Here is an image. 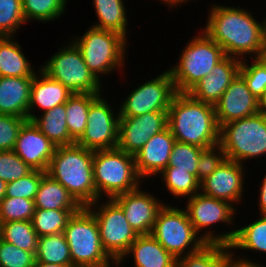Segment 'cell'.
Segmentation results:
<instances>
[{
    "label": "cell",
    "instance_id": "obj_8",
    "mask_svg": "<svg viewBox=\"0 0 266 267\" xmlns=\"http://www.w3.org/2000/svg\"><path fill=\"white\" fill-rule=\"evenodd\" d=\"M219 145L227 160L245 165L251 159H262L266 156V117L257 113L222 125Z\"/></svg>",
    "mask_w": 266,
    "mask_h": 267
},
{
    "label": "cell",
    "instance_id": "obj_38",
    "mask_svg": "<svg viewBox=\"0 0 266 267\" xmlns=\"http://www.w3.org/2000/svg\"><path fill=\"white\" fill-rule=\"evenodd\" d=\"M203 148L176 141L165 169H182L197 178V166Z\"/></svg>",
    "mask_w": 266,
    "mask_h": 267
},
{
    "label": "cell",
    "instance_id": "obj_45",
    "mask_svg": "<svg viewBox=\"0 0 266 267\" xmlns=\"http://www.w3.org/2000/svg\"><path fill=\"white\" fill-rule=\"evenodd\" d=\"M226 159L225 152L218 144L204 149L198 161L197 180L201 183L209 177Z\"/></svg>",
    "mask_w": 266,
    "mask_h": 267
},
{
    "label": "cell",
    "instance_id": "obj_26",
    "mask_svg": "<svg viewBox=\"0 0 266 267\" xmlns=\"http://www.w3.org/2000/svg\"><path fill=\"white\" fill-rule=\"evenodd\" d=\"M236 254L229 245L206 243L198 251L177 259L176 267H232Z\"/></svg>",
    "mask_w": 266,
    "mask_h": 267
},
{
    "label": "cell",
    "instance_id": "obj_17",
    "mask_svg": "<svg viewBox=\"0 0 266 267\" xmlns=\"http://www.w3.org/2000/svg\"><path fill=\"white\" fill-rule=\"evenodd\" d=\"M143 188L141 185L136 190L112 198L122 208L125 218L138 235L151 234L159 210L167 203Z\"/></svg>",
    "mask_w": 266,
    "mask_h": 267
},
{
    "label": "cell",
    "instance_id": "obj_23",
    "mask_svg": "<svg viewBox=\"0 0 266 267\" xmlns=\"http://www.w3.org/2000/svg\"><path fill=\"white\" fill-rule=\"evenodd\" d=\"M33 77H0V114L28 119Z\"/></svg>",
    "mask_w": 266,
    "mask_h": 267
},
{
    "label": "cell",
    "instance_id": "obj_52",
    "mask_svg": "<svg viewBox=\"0 0 266 267\" xmlns=\"http://www.w3.org/2000/svg\"><path fill=\"white\" fill-rule=\"evenodd\" d=\"M6 187L7 183L0 179V201L5 197L6 195Z\"/></svg>",
    "mask_w": 266,
    "mask_h": 267
},
{
    "label": "cell",
    "instance_id": "obj_31",
    "mask_svg": "<svg viewBox=\"0 0 266 267\" xmlns=\"http://www.w3.org/2000/svg\"><path fill=\"white\" fill-rule=\"evenodd\" d=\"M259 216L257 220L237 227L234 239L229 245L233 250L258 252L261 256L266 254V215Z\"/></svg>",
    "mask_w": 266,
    "mask_h": 267
},
{
    "label": "cell",
    "instance_id": "obj_16",
    "mask_svg": "<svg viewBox=\"0 0 266 267\" xmlns=\"http://www.w3.org/2000/svg\"><path fill=\"white\" fill-rule=\"evenodd\" d=\"M245 167V168H244ZM246 167L236 161L224 162L200 183V192L206 196L227 201L236 208L245 198ZM243 199V200H242Z\"/></svg>",
    "mask_w": 266,
    "mask_h": 267
},
{
    "label": "cell",
    "instance_id": "obj_30",
    "mask_svg": "<svg viewBox=\"0 0 266 267\" xmlns=\"http://www.w3.org/2000/svg\"><path fill=\"white\" fill-rule=\"evenodd\" d=\"M101 93H73L65 103L67 128L70 137L76 142L87 125L90 104Z\"/></svg>",
    "mask_w": 266,
    "mask_h": 267
},
{
    "label": "cell",
    "instance_id": "obj_33",
    "mask_svg": "<svg viewBox=\"0 0 266 267\" xmlns=\"http://www.w3.org/2000/svg\"><path fill=\"white\" fill-rule=\"evenodd\" d=\"M0 238L36 255L39 236L31 221L1 222Z\"/></svg>",
    "mask_w": 266,
    "mask_h": 267
},
{
    "label": "cell",
    "instance_id": "obj_12",
    "mask_svg": "<svg viewBox=\"0 0 266 267\" xmlns=\"http://www.w3.org/2000/svg\"><path fill=\"white\" fill-rule=\"evenodd\" d=\"M104 201V202H103ZM98 199L86 208L94 215L103 249L110 258L122 259L138 234L113 199Z\"/></svg>",
    "mask_w": 266,
    "mask_h": 267
},
{
    "label": "cell",
    "instance_id": "obj_37",
    "mask_svg": "<svg viewBox=\"0 0 266 267\" xmlns=\"http://www.w3.org/2000/svg\"><path fill=\"white\" fill-rule=\"evenodd\" d=\"M241 60L239 74L251 93L259 100L266 93V62L262 58Z\"/></svg>",
    "mask_w": 266,
    "mask_h": 267
},
{
    "label": "cell",
    "instance_id": "obj_43",
    "mask_svg": "<svg viewBox=\"0 0 266 267\" xmlns=\"http://www.w3.org/2000/svg\"><path fill=\"white\" fill-rule=\"evenodd\" d=\"M35 260L33 252L22 250L0 238V267H32Z\"/></svg>",
    "mask_w": 266,
    "mask_h": 267
},
{
    "label": "cell",
    "instance_id": "obj_15",
    "mask_svg": "<svg viewBox=\"0 0 266 267\" xmlns=\"http://www.w3.org/2000/svg\"><path fill=\"white\" fill-rule=\"evenodd\" d=\"M167 126L168 111L120 117L117 148L135 156L150 137L165 130Z\"/></svg>",
    "mask_w": 266,
    "mask_h": 267
},
{
    "label": "cell",
    "instance_id": "obj_36",
    "mask_svg": "<svg viewBox=\"0 0 266 267\" xmlns=\"http://www.w3.org/2000/svg\"><path fill=\"white\" fill-rule=\"evenodd\" d=\"M26 23L33 20L47 23L59 19L66 13L68 0H21Z\"/></svg>",
    "mask_w": 266,
    "mask_h": 267
},
{
    "label": "cell",
    "instance_id": "obj_20",
    "mask_svg": "<svg viewBox=\"0 0 266 267\" xmlns=\"http://www.w3.org/2000/svg\"><path fill=\"white\" fill-rule=\"evenodd\" d=\"M240 66V59L225 56L210 74L197 82L187 93L193 99L214 105L239 74Z\"/></svg>",
    "mask_w": 266,
    "mask_h": 267
},
{
    "label": "cell",
    "instance_id": "obj_44",
    "mask_svg": "<svg viewBox=\"0 0 266 267\" xmlns=\"http://www.w3.org/2000/svg\"><path fill=\"white\" fill-rule=\"evenodd\" d=\"M27 120L18 116L0 114V151L14 149L18 133Z\"/></svg>",
    "mask_w": 266,
    "mask_h": 267
},
{
    "label": "cell",
    "instance_id": "obj_5",
    "mask_svg": "<svg viewBox=\"0 0 266 267\" xmlns=\"http://www.w3.org/2000/svg\"><path fill=\"white\" fill-rule=\"evenodd\" d=\"M92 168L98 199H112L144 183L137 173L135 156L119 148L94 151Z\"/></svg>",
    "mask_w": 266,
    "mask_h": 267
},
{
    "label": "cell",
    "instance_id": "obj_34",
    "mask_svg": "<svg viewBox=\"0 0 266 267\" xmlns=\"http://www.w3.org/2000/svg\"><path fill=\"white\" fill-rule=\"evenodd\" d=\"M36 260L49 264L73 265L69 245L62 233L38 238Z\"/></svg>",
    "mask_w": 266,
    "mask_h": 267
},
{
    "label": "cell",
    "instance_id": "obj_13",
    "mask_svg": "<svg viewBox=\"0 0 266 267\" xmlns=\"http://www.w3.org/2000/svg\"><path fill=\"white\" fill-rule=\"evenodd\" d=\"M169 70L162 71L153 79L137 85L118 108L120 117H134L149 112L168 111L176 94Z\"/></svg>",
    "mask_w": 266,
    "mask_h": 267
},
{
    "label": "cell",
    "instance_id": "obj_14",
    "mask_svg": "<svg viewBox=\"0 0 266 267\" xmlns=\"http://www.w3.org/2000/svg\"><path fill=\"white\" fill-rule=\"evenodd\" d=\"M103 94L90 104L86 128L75 142L91 151L114 149L118 145L120 114Z\"/></svg>",
    "mask_w": 266,
    "mask_h": 267
},
{
    "label": "cell",
    "instance_id": "obj_39",
    "mask_svg": "<svg viewBox=\"0 0 266 267\" xmlns=\"http://www.w3.org/2000/svg\"><path fill=\"white\" fill-rule=\"evenodd\" d=\"M25 24L21 0H0V37H16Z\"/></svg>",
    "mask_w": 266,
    "mask_h": 267
},
{
    "label": "cell",
    "instance_id": "obj_9",
    "mask_svg": "<svg viewBox=\"0 0 266 267\" xmlns=\"http://www.w3.org/2000/svg\"><path fill=\"white\" fill-rule=\"evenodd\" d=\"M67 43L38 69L73 93H104L103 82L88 69L80 49L71 39Z\"/></svg>",
    "mask_w": 266,
    "mask_h": 267
},
{
    "label": "cell",
    "instance_id": "obj_25",
    "mask_svg": "<svg viewBox=\"0 0 266 267\" xmlns=\"http://www.w3.org/2000/svg\"><path fill=\"white\" fill-rule=\"evenodd\" d=\"M23 52L15 36L0 37V77L35 75L37 71Z\"/></svg>",
    "mask_w": 266,
    "mask_h": 267
},
{
    "label": "cell",
    "instance_id": "obj_35",
    "mask_svg": "<svg viewBox=\"0 0 266 267\" xmlns=\"http://www.w3.org/2000/svg\"><path fill=\"white\" fill-rule=\"evenodd\" d=\"M158 177L162 178L165 190L177 199H188L200 192V182L186 170L164 169Z\"/></svg>",
    "mask_w": 266,
    "mask_h": 267
},
{
    "label": "cell",
    "instance_id": "obj_50",
    "mask_svg": "<svg viewBox=\"0 0 266 267\" xmlns=\"http://www.w3.org/2000/svg\"><path fill=\"white\" fill-rule=\"evenodd\" d=\"M258 114L266 117V93L258 100Z\"/></svg>",
    "mask_w": 266,
    "mask_h": 267
},
{
    "label": "cell",
    "instance_id": "obj_24",
    "mask_svg": "<svg viewBox=\"0 0 266 267\" xmlns=\"http://www.w3.org/2000/svg\"><path fill=\"white\" fill-rule=\"evenodd\" d=\"M133 257L135 267H176L177 259L172 256L151 234L138 235L121 259Z\"/></svg>",
    "mask_w": 266,
    "mask_h": 267
},
{
    "label": "cell",
    "instance_id": "obj_3",
    "mask_svg": "<svg viewBox=\"0 0 266 267\" xmlns=\"http://www.w3.org/2000/svg\"><path fill=\"white\" fill-rule=\"evenodd\" d=\"M94 151L78 144L57 146L46 173L61 183L82 206L98 200L93 178Z\"/></svg>",
    "mask_w": 266,
    "mask_h": 267
},
{
    "label": "cell",
    "instance_id": "obj_46",
    "mask_svg": "<svg viewBox=\"0 0 266 267\" xmlns=\"http://www.w3.org/2000/svg\"><path fill=\"white\" fill-rule=\"evenodd\" d=\"M258 203L259 215H266V173L264 174L261 184L258 186Z\"/></svg>",
    "mask_w": 266,
    "mask_h": 267
},
{
    "label": "cell",
    "instance_id": "obj_41",
    "mask_svg": "<svg viewBox=\"0 0 266 267\" xmlns=\"http://www.w3.org/2000/svg\"><path fill=\"white\" fill-rule=\"evenodd\" d=\"M33 169L13 150L0 151V179L6 183L18 180L31 173Z\"/></svg>",
    "mask_w": 266,
    "mask_h": 267
},
{
    "label": "cell",
    "instance_id": "obj_11",
    "mask_svg": "<svg viewBox=\"0 0 266 267\" xmlns=\"http://www.w3.org/2000/svg\"><path fill=\"white\" fill-rule=\"evenodd\" d=\"M63 234L73 267L100 264L111 259L102 247L97 221L86 207L73 214Z\"/></svg>",
    "mask_w": 266,
    "mask_h": 267
},
{
    "label": "cell",
    "instance_id": "obj_2",
    "mask_svg": "<svg viewBox=\"0 0 266 267\" xmlns=\"http://www.w3.org/2000/svg\"><path fill=\"white\" fill-rule=\"evenodd\" d=\"M178 142L207 149L219 144L220 127L214 105L176 93L168 109V126Z\"/></svg>",
    "mask_w": 266,
    "mask_h": 267
},
{
    "label": "cell",
    "instance_id": "obj_6",
    "mask_svg": "<svg viewBox=\"0 0 266 267\" xmlns=\"http://www.w3.org/2000/svg\"><path fill=\"white\" fill-rule=\"evenodd\" d=\"M195 35L181 50L176 65L168 68L177 93H187L225 57L222 47L201 28Z\"/></svg>",
    "mask_w": 266,
    "mask_h": 267
},
{
    "label": "cell",
    "instance_id": "obj_42",
    "mask_svg": "<svg viewBox=\"0 0 266 267\" xmlns=\"http://www.w3.org/2000/svg\"><path fill=\"white\" fill-rule=\"evenodd\" d=\"M45 173L42 170H33L25 177L7 183L5 197H22L35 200L39 184Z\"/></svg>",
    "mask_w": 266,
    "mask_h": 267
},
{
    "label": "cell",
    "instance_id": "obj_22",
    "mask_svg": "<svg viewBox=\"0 0 266 267\" xmlns=\"http://www.w3.org/2000/svg\"><path fill=\"white\" fill-rule=\"evenodd\" d=\"M72 95L73 92L62 83L53 80L39 69L32 80L28 120L31 121L35 117L37 108H40L39 113L45 112L66 103Z\"/></svg>",
    "mask_w": 266,
    "mask_h": 267
},
{
    "label": "cell",
    "instance_id": "obj_47",
    "mask_svg": "<svg viewBox=\"0 0 266 267\" xmlns=\"http://www.w3.org/2000/svg\"><path fill=\"white\" fill-rule=\"evenodd\" d=\"M239 255H236V261L235 263L232 265V267H266L264 266V264H261L260 261L254 259V260H251L248 258V256H244L242 254L243 257L239 256Z\"/></svg>",
    "mask_w": 266,
    "mask_h": 267
},
{
    "label": "cell",
    "instance_id": "obj_19",
    "mask_svg": "<svg viewBox=\"0 0 266 267\" xmlns=\"http://www.w3.org/2000/svg\"><path fill=\"white\" fill-rule=\"evenodd\" d=\"M56 146L29 120L21 127L13 151L33 170L47 171Z\"/></svg>",
    "mask_w": 266,
    "mask_h": 267
},
{
    "label": "cell",
    "instance_id": "obj_21",
    "mask_svg": "<svg viewBox=\"0 0 266 267\" xmlns=\"http://www.w3.org/2000/svg\"><path fill=\"white\" fill-rule=\"evenodd\" d=\"M176 139L167 127L150 137V140L135 155L136 170L140 178H154L167 166Z\"/></svg>",
    "mask_w": 266,
    "mask_h": 267
},
{
    "label": "cell",
    "instance_id": "obj_4",
    "mask_svg": "<svg viewBox=\"0 0 266 267\" xmlns=\"http://www.w3.org/2000/svg\"><path fill=\"white\" fill-rule=\"evenodd\" d=\"M83 35L71 40L80 49L88 69L102 82L103 76H110L116 69L125 74L128 38L119 32L90 26Z\"/></svg>",
    "mask_w": 266,
    "mask_h": 267
},
{
    "label": "cell",
    "instance_id": "obj_28",
    "mask_svg": "<svg viewBox=\"0 0 266 267\" xmlns=\"http://www.w3.org/2000/svg\"><path fill=\"white\" fill-rule=\"evenodd\" d=\"M35 209H81L68 190L47 173L42 176L34 200Z\"/></svg>",
    "mask_w": 266,
    "mask_h": 267
},
{
    "label": "cell",
    "instance_id": "obj_49",
    "mask_svg": "<svg viewBox=\"0 0 266 267\" xmlns=\"http://www.w3.org/2000/svg\"><path fill=\"white\" fill-rule=\"evenodd\" d=\"M158 1V0H157ZM160 2H162V4H166L165 6H167L170 10H173V8L178 9V7L182 6V4H189V2L194 1V0H159ZM170 6V7H169Z\"/></svg>",
    "mask_w": 266,
    "mask_h": 267
},
{
    "label": "cell",
    "instance_id": "obj_48",
    "mask_svg": "<svg viewBox=\"0 0 266 267\" xmlns=\"http://www.w3.org/2000/svg\"><path fill=\"white\" fill-rule=\"evenodd\" d=\"M124 263L121 259L111 258L106 262L95 264V265H81L76 267H124L122 266Z\"/></svg>",
    "mask_w": 266,
    "mask_h": 267
},
{
    "label": "cell",
    "instance_id": "obj_32",
    "mask_svg": "<svg viewBox=\"0 0 266 267\" xmlns=\"http://www.w3.org/2000/svg\"><path fill=\"white\" fill-rule=\"evenodd\" d=\"M80 209H35L32 226L39 237L64 231L69 219Z\"/></svg>",
    "mask_w": 266,
    "mask_h": 267
},
{
    "label": "cell",
    "instance_id": "obj_18",
    "mask_svg": "<svg viewBox=\"0 0 266 267\" xmlns=\"http://www.w3.org/2000/svg\"><path fill=\"white\" fill-rule=\"evenodd\" d=\"M219 127L258 113V99L249 90L244 78L238 74L221 98L214 104Z\"/></svg>",
    "mask_w": 266,
    "mask_h": 267
},
{
    "label": "cell",
    "instance_id": "obj_40",
    "mask_svg": "<svg viewBox=\"0 0 266 267\" xmlns=\"http://www.w3.org/2000/svg\"><path fill=\"white\" fill-rule=\"evenodd\" d=\"M34 212V200L22 197H4L0 201V222L31 221Z\"/></svg>",
    "mask_w": 266,
    "mask_h": 267
},
{
    "label": "cell",
    "instance_id": "obj_7",
    "mask_svg": "<svg viewBox=\"0 0 266 267\" xmlns=\"http://www.w3.org/2000/svg\"><path fill=\"white\" fill-rule=\"evenodd\" d=\"M184 202H186L184 209L195 232L205 243L231 244L236 234L234 226L238 224L235 223L234 218L238 210L232 204L206 196L201 192L191 196ZM216 223H223L227 227L232 225V229L226 232L224 230L222 232L219 231L217 234V230L214 229V225L217 226ZM212 228L213 230H211Z\"/></svg>",
    "mask_w": 266,
    "mask_h": 267
},
{
    "label": "cell",
    "instance_id": "obj_1",
    "mask_svg": "<svg viewBox=\"0 0 266 267\" xmlns=\"http://www.w3.org/2000/svg\"><path fill=\"white\" fill-rule=\"evenodd\" d=\"M210 8L202 30L222 47L225 56L240 60L261 58L266 48V18L260 22L240 5L236 8L216 3Z\"/></svg>",
    "mask_w": 266,
    "mask_h": 267
},
{
    "label": "cell",
    "instance_id": "obj_29",
    "mask_svg": "<svg viewBox=\"0 0 266 267\" xmlns=\"http://www.w3.org/2000/svg\"><path fill=\"white\" fill-rule=\"evenodd\" d=\"M98 21L91 26L119 32L128 37L127 6L124 0H92Z\"/></svg>",
    "mask_w": 266,
    "mask_h": 267
},
{
    "label": "cell",
    "instance_id": "obj_51",
    "mask_svg": "<svg viewBox=\"0 0 266 267\" xmlns=\"http://www.w3.org/2000/svg\"><path fill=\"white\" fill-rule=\"evenodd\" d=\"M32 267H73V265L49 264L35 260Z\"/></svg>",
    "mask_w": 266,
    "mask_h": 267
},
{
    "label": "cell",
    "instance_id": "obj_27",
    "mask_svg": "<svg viewBox=\"0 0 266 267\" xmlns=\"http://www.w3.org/2000/svg\"><path fill=\"white\" fill-rule=\"evenodd\" d=\"M31 122L57 147L75 144L70 137L65 103L54 108L35 114Z\"/></svg>",
    "mask_w": 266,
    "mask_h": 267
},
{
    "label": "cell",
    "instance_id": "obj_53",
    "mask_svg": "<svg viewBox=\"0 0 266 267\" xmlns=\"http://www.w3.org/2000/svg\"><path fill=\"white\" fill-rule=\"evenodd\" d=\"M261 58L266 62V48L265 50L263 51L262 55H261Z\"/></svg>",
    "mask_w": 266,
    "mask_h": 267
},
{
    "label": "cell",
    "instance_id": "obj_10",
    "mask_svg": "<svg viewBox=\"0 0 266 267\" xmlns=\"http://www.w3.org/2000/svg\"><path fill=\"white\" fill-rule=\"evenodd\" d=\"M164 206L159 210L151 235L176 259L198 251L204 244L185 209Z\"/></svg>",
    "mask_w": 266,
    "mask_h": 267
}]
</instances>
